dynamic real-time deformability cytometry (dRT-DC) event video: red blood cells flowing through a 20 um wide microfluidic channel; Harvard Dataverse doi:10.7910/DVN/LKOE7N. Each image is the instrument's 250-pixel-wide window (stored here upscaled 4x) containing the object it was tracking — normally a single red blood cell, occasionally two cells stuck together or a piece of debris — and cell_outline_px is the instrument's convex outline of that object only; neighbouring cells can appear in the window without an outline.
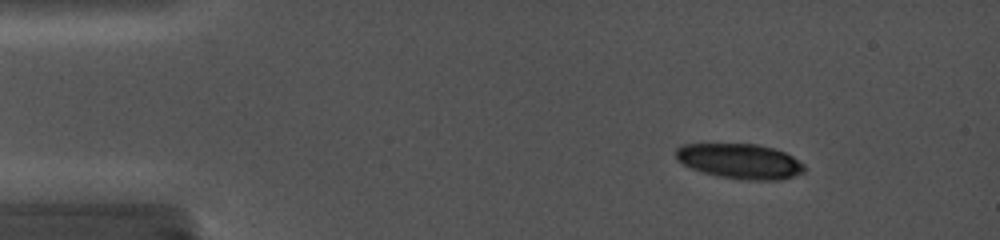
{"species": "common noctule bat (a hibernating species)", "species_latin": "Nyctalus noctula", "temperature_condition": "cold", "stored_images_in_passage": 10, "camera_frame_rate_fps": 5000, "um_per_image_px": 0.085, "animal": {"sex": "female", "body_mass_g": 19.0, "forearm_length_mm": 56.7}, "frame": {"image": 1, "passage_image": 6, "time_ms": 1.8, "image_size_px": [1000, 240], "cell_outline_px": [[808, 168], [804, 172], [780, 180], [744, 180], [716, 176], [692, 168], [676, 160], [676, 148], [680, 144], [756, 144], [772, 148], [784, 152], [792, 156], [804, 164]], "centroid_in_image_um": [62.9, 13.7], "position_along_channel_um": 22.1, "area_um2": 26.3}}